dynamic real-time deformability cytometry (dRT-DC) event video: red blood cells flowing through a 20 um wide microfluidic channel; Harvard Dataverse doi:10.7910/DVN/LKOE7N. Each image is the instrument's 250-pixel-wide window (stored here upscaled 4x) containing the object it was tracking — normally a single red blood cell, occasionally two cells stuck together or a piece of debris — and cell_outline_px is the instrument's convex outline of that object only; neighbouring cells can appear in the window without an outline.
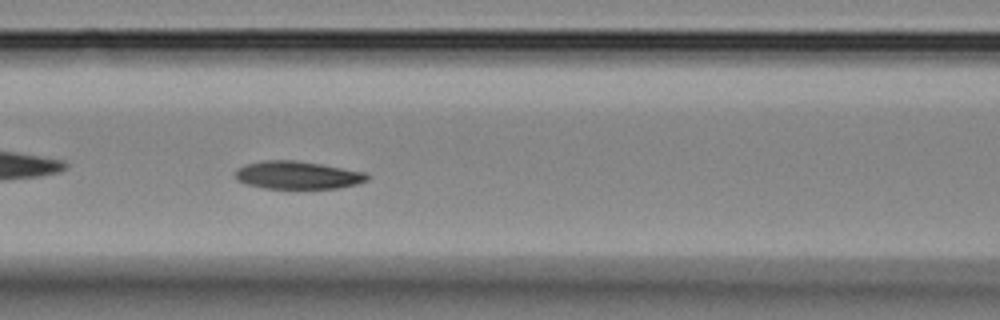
{"species": "Egyptian fruit bat (a non-hibernating species)", "species_latin": "Rousettus aegyptiacus", "temperature_condition": "room temperature", "stored_images_in_passage": 10, "segment_of_instrument_passage": [1, 2], "camera_frame_rate_fps": 3000, "um_per_image_px": 0.085, "animal": {"sex": "female"}, "frame": {"image": 1, "passage_image": 7, "time_ms": 7.0, "image_size_px": [1000, 320], "cell_outline_px": [[368, 180], [356, 184], [340, 188], [264, 188], [248, 184], [236, 180], [236, 168], [244, 164], [264, 160], [296, 160], [368, 172]], "centroid_in_image_um": [25.3, 14.88], "position_along_channel_um": 141.3, "area_um2": 21.44}}
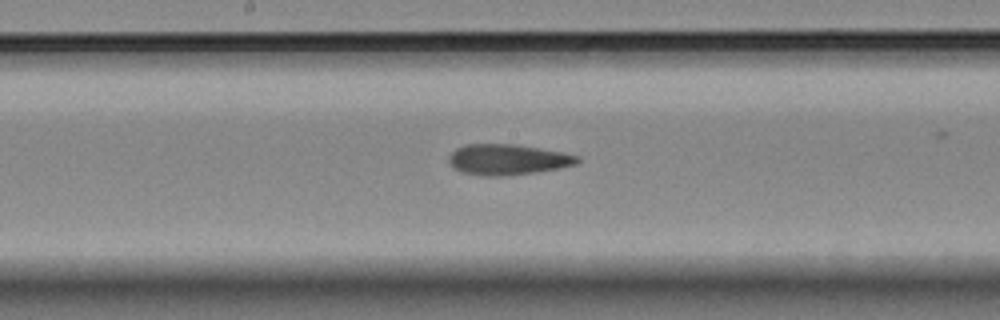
{"frame": {"image": 2, "passage_image": 9, "time_ms": 10.667, "image_size_px": [1000, 320], "cell_outline_px": [[580, 160], [576, 164], [560, 168], [536, 172], [504, 176], [488, 176], [460, 172], [448, 160], [448, 156], [456, 148], [464, 144], [512, 144], [564, 152], [580, 156]], "centroid_in_image_um": [43.17, 13.56], "position_along_channel_um": 205.0, "area_um2": 22.95}}